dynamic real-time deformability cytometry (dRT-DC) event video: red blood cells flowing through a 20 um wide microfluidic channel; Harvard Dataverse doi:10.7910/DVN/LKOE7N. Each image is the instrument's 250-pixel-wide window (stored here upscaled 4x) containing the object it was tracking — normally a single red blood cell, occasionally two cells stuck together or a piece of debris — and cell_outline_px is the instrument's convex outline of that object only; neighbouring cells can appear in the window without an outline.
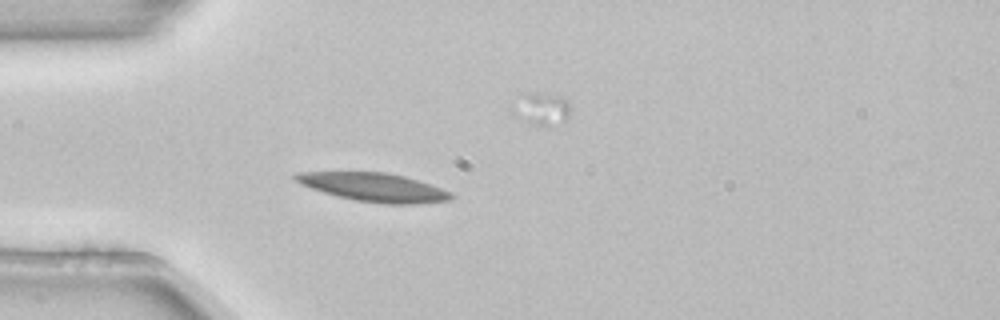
{"species": "common noctule bat (a hibernating species)", "species_latin": "Nyctalus noctula", "temperature_condition": "room temperature", "stored_images_in_passage": 5, "camera_frame_rate_fps": 3000, "um_per_image_px": 0.085, "animal": {"sex": "female", "body_mass_g": 22.7, "forearm_length_mm": 54.2}, "frame": {"image": 1, "passage_image": 4, "time_ms": 1.0, "image_size_px": [1000, 320], "cell_outline_px": [[456, 196], [452, 200], [420, 204], [384, 204], [356, 200], [324, 192], [300, 184], [292, 176], [296, 172], [384, 172], [404, 176], [452, 192]], "centroid_in_image_um": [31.82, 15.92], "position_along_channel_um": 53.2, "area_um2": 25.72}}